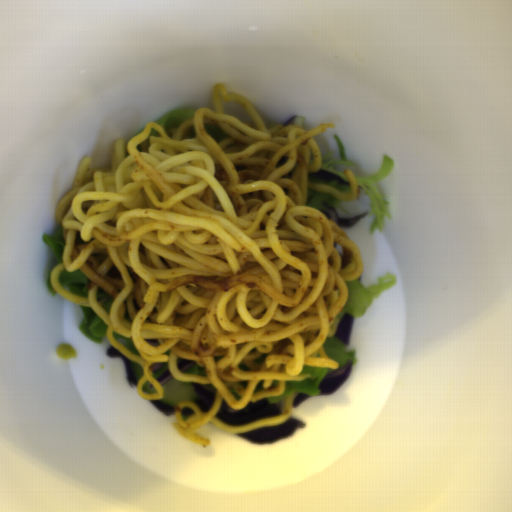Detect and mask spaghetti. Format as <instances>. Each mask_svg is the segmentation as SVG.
Masks as SVG:
<instances>
[{
	"instance_id": "c7327b10",
	"label": "spaghetti",
	"mask_w": 512,
	"mask_h": 512,
	"mask_svg": "<svg viewBox=\"0 0 512 512\" xmlns=\"http://www.w3.org/2000/svg\"><path fill=\"white\" fill-rule=\"evenodd\" d=\"M213 109L198 108L172 138L155 122L128 142L118 139L109 167L78 166L72 189L60 200L62 263L50 272L56 293L90 307L107 326L110 344L138 363L136 389L144 400L165 393L153 363H168L183 383L213 384L212 407L202 413L191 400L178 403L172 428L207 447L197 430L207 423L232 433L283 424L281 414L240 426L216 418L223 399L239 410L261 398L279 397L286 382L304 381V366L337 369L323 345L334 337L348 302L346 281L359 279L364 261L349 235L308 205L309 189L342 202L359 197V184L344 170L349 193L313 184L322 169L314 138L334 124L311 130L276 124L268 129L243 96L221 83L211 90ZM236 101L254 124L224 115ZM205 124L230 137L215 143ZM147 142L146 152L136 147ZM79 269L88 298L64 290L58 275ZM112 296L109 314L97 303ZM130 337L134 355L112 336ZM192 358L206 376L181 373L176 358ZM149 381L157 393L141 391ZM183 407L194 410L181 414Z\"/></svg>"
}]
</instances>
